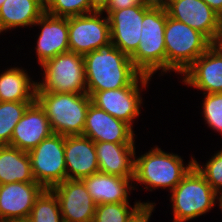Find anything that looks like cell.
<instances>
[{
    "label": "cell",
    "instance_id": "cell-33",
    "mask_svg": "<svg viewBox=\"0 0 222 222\" xmlns=\"http://www.w3.org/2000/svg\"><path fill=\"white\" fill-rule=\"evenodd\" d=\"M222 18V0H204Z\"/></svg>",
    "mask_w": 222,
    "mask_h": 222
},
{
    "label": "cell",
    "instance_id": "cell-3",
    "mask_svg": "<svg viewBox=\"0 0 222 222\" xmlns=\"http://www.w3.org/2000/svg\"><path fill=\"white\" fill-rule=\"evenodd\" d=\"M36 101L45 110L53 133L63 136L83 134L91 103L87 93L36 91Z\"/></svg>",
    "mask_w": 222,
    "mask_h": 222
},
{
    "label": "cell",
    "instance_id": "cell-32",
    "mask_svg": "<svg viewBox=\"0 0 222 222\" xmlns=\"http://www.w3.org/2000/svg\"><path fill=\"white\" fill-rule=\"evenodd\" d=\"M172 0H142L144 7L149 9L167 10Z\"/></svg>",
    "mask_w": 222,
    "mask_h": 222
},
{
    "label": "cell",
    "instance_id": "cell-21",
    "mask_svg": "<svg viewBox=\"0 0 222 222\" xmlns=\"http://www.w3.org/2000/svg\"><path fill=\"white\" fill-rule=\"evenodd\" d=\"M96 205L129 203V192L135 190L133 178H124L101 172L81 179ZM133 184V185H132Z\"/></svg>",
    "mask_w": 222,
    "mask_h": 222
},
{
    "label": "cell",
    "instance_id": "cell-13",
    "mask_svg": "<svg viewBox=\"0 0 222 222\" xmlns=\"http://www.w3.org/2000/svg\"><path fill=\"white\" fill-rule=\"evenodd\" d=\"M149 10L144 6H134L112 11L107 15L111 42L129 57L138 48L143 18Z\"/></svg>",
    "mask_w": 222,
    "mask_h": 222
},
{
    "label": "cell",
    "instance_id": "cell-15",
    "mask_svg": "<svg viewBox=\"0 0 222 222\" xmlns=\"http://www.w3.org/2000/svg\"><path fill=\"white\" fill-rule=\"evenodd\" d=\"M82 136L94 142L135 143L132 127L90 103Z\"/></svg>",
    "mask_w": 222,
    "mask_h": 222
},
{
    "label": "cell",
    "instance_id": "cell-36",
    "mask_svg": "<svg viewBox=\"0 0 222 222\" xmlns=\"http://www.w3.org/2000/svg\"><path fill=\"white\" fill-rule=\"evenodd\" d=\"M154 209H148L136 222H149Z\"/></svg>",
    "mask_w": 222,
    "mask_h": 222
},
{
    "label": "cell",
    "instance_id": "cell-20",
    "mask_svg": "<svg viewBox=\"0 0 222 222\" xmlns=\"http://www.w3.org/2000/svg\"><path fill=\"white\" fill-rule=\"evenodd\" d=\"M99 172L134 179L135 143L95 142Z\"/></svg>",
    "mask_w": 222,
    "mask_h": 222
},
{
    "label": "cell",
    "instance_id": "cell-7",
    "mask_svg": "<svg viewBox=\"0 0 222 222\" xmlns=\"http://www.w3.org/2000/svg\"><path fill=\"white\" fill-rule=\"evenodd\" d=\"M43 79L36 91L87 93L85 62L82 55L68 51L42 63Z\"/></svg>",
    "mask_w": 222,
    "mask_h": 222
},
{
    "label": "cell",
    "instance_id": "cell-26",
    "mask_svg": "<svg viewBox=\"0 0 222 222\" xmlns=\"http://www.w3.org/2000/svg\"><path fill=\"white\" fill-rule=\"evenodd\" d=\"M33 102H0V145H10L13 130Z\"/></svg>",
    "mask_w": 222,
    "mask_h": 222
},
{
    "label": "cell",
    "instance_id": "cell-31",
    "mask_svg": "<svg viewBox=\"0 0 222 222\" xmlns=\"http://www.w3.org/2000/svg\"><path fill=\"white\" fill-rule=\"evenodd\" d=\"M134 6H143L142 0H108L106 6L101 10V12H105L106 15H108L112 11Z\"/></svg>",
    "mask_w": 222,
    "mask_h": 222
},
{
    "label": "cell",
    "instance_id": "cell-22",
    "mask_svg": "<svg viewBox=\"0 0 222 222\" xmlns=\"http://www.w3.org/2000/svg\"><path fill=\"white\" fill-rule=\"evenodd\" d=\"M44 13V0H5L0 7V33L32 27Z\"/></svg>",
    "mask_w": 222,
    "mask_h": 222
},
{
    "label": "cell",
    "instance_id": "cell-38",
    "mask_svg": "<svg viewBox=\"0 0 222 222\" xmlns=\"http://www.w3.org/2000/svg\"><path fill=\"white\" fill-rule=\"evenodd\" d=\"M15 222H29V220H21V221H15Z\"/></svg>",
    "mask_w": 222,
    "mask_h": 222
},
{
    "label": "cell",
    "instance_id": "cell-23",
    "mask_svg": "<svg viewBox=\"0 0 222 222\" xmlns=\"http://www.w3.org/2000/svg\"><path fill=\"white\" fill-rule=\"evenodd\" d=\"M24 68H7L0 74V102L36 101L37 82Z\"/></svg>",
    "mask_w": 222,
    "mask_h": 222
},
{
    "label": "cell",
    "instance_id": "cell-17",
    "mask_svg": "<svg viewBox=\"0 0 222 222\" xmlns=\"http://www.w3.org/2000/svg\"><path fill=\"white\" fill-rule=\"evenodd\" d=\"M36 25L41 27L35 48L39 65L69 51L68 18L45 12L35 22Z\"/></svg>",
    "mask_w": 222,
    "mask_h": 222
},
{
    "label": "cell",
    "instance_id": "cell-19",
    "mask_svg": "<svg viewBox=\"0 0 222 222\" xmlns=\"http://www.w3.org/2000/svg\"><path fill=\"white\" fill-rule=\"evenodd\" d=\"M66 179H83L99 172L95 142L82 135L65 136Z\"/></svg>",
    "mask_w": 222,
    "mask_h": 222
},
{
    "label": "cell",
    "instance_id": "cell-12",
    "mask_svg": "<svg viewBox=\"0 0 222 222\" xmlns=\"http://www.w3.org/2000/svg\"><path fill=\"white\" fill-rule=\"evenodd\" d=\"M44 190L37 182L0 185V222L28 220L36 199Z\"/></svg>",
    "mask_w": 222,
    "mask_h": 222
},
{
    "label": "cell",
    "instance_id": "cell-8",
    "mask_svg": "<svg viewBox=\"0 0 222 222\" xmlns=\"http://www.w3.org/2000/svg\"><path fill=\"white\" fill-rule=\"evenodd\" d=\"M65 136L52 133L28 152L33 176L45 189L66 180Z\"/></svg>",
    "mask_w": 222,
    "mask_h": 222
},
{
    "label": "cell",
    "instance_id": "cell-24",
    "mask_svg": "<svg viewBox=\"0 0 222 222\" xmlns=\"http://www.w3.org/2000/svg\"><path fill=\"white\" fill-rule=\"evenodd\" d=\"M36 182L28 152L10 145H0V185Z\"/></svg>",
    "mask_w": 222,
    "mask_h": 222
},
{
    "label": "cell",
    "instance_id": "cell-39",
    "mask_svg": "<svg viewBox=\"0 0 222 222\" xmlns=\"http://www.w3.org/2000/svg\"><path fill=\"white\" fill-rule=\"evenodd\" d=\"M4 1H5V0H0V7H1V5L3 4Z\"/></svg>",
    "mask_w": 222,
    "mask_h": 222
},
{
    "label": "cell",
    "instance_id": "cell-16",
    "mask_svg": "<svg viewBox=\"0 0 222 222\" xmlns=\"http://www.w3.org/2000/svg\"><path fill=\"white\" fill-rule=\"evenodd\" d=\"M183 83L203 94L222 92V54L212 45L182 74Z\"/></svg>",
    "mask_w": 222,
    "mask_h": 222
},
{
    "label": "cell",
    "instance_id": "cell-37",
    "mask_svg": "<svg viewBox=\"0 0 222 222\" xmlns=\"http://www.w3.org/2000/svg\"><path fill=\"white\" fill-rule=\"evenodd\" d=\"M219 207L221 208V211H222V197H219Z\"/></svg>",
    "mask_w": 222,
    "mask_h": 222
},
{
    "label": "cell",
    "instance_id": "cell-18",
    "mask_svg": "<svg viewBox=\"0 0 222 222\" xmlns=\"http://www.w3.org/2000/svg\"><path fill=\"white\" fill-rule=\"evenodd\" d=\"M52 133L45 110L34 101L15 126L10 146L29 152Z\"/></svg>",
    "mask_w": 222,
    "mask_h": 222
},
{
    "label": "cell",
    "instance_id": "cell-14",
    "mask_svg": "<svg viewBox=\"0 0 222 222\" xmlns=\"http://www.w3.org/2000/svg\"><path fill=\"white\" fill-rule=\"evenodd\" d=\"M168 16L204 34L211 42L222 29V18L204 0H172Z\"/></svg>",
    "mask_w": 222,
    "mask_h": 222
},
{
    "label": "cell",
    "instance_id": "cell-25",
    "mask_svg": "<svg viewBox=\"0 0 222 222\" xmlns=\"http://www.w3.org/2000/svg\"><path fill=\"white\" fill-rule=\"evenodd\" d=\"M155 203L135 201L129 203H107L96 205L92 222H136L148 209L155 210Z\"/></svg>",
    "mask_w": 222,
    "mask_h": 222
},
{
    "label": "cell",
    "instance_id": "cell-35",
    "mask_svg": "<svg viewBox=\"0 0 222 222\" xmlns=\"http://www.w3.org/2000/svg\"><path fill=\"white\" fill-rule=\"evenodd\" d=\"M212 45L222 54V29L217 34V37L212 42Z\"/></svg>",
    "mask_w": 222,
    "mask_h": 222
},
{
    "label": "cell",
    "instance_id": "cell-28",
    "mask_svg": "<svg viewBox=\"0 0 222 222\" xmlns=\"http://www.w3.org/2000/svg\"><path fill=\"white\" fill-rule=\"evenodd\" d=\"M45 12L59 17H75L93 13L96 10L90 0H44Z\"/></svg>",
    "mask_w": 222,
    "mask_h": 222
},
{
    "label": "cell",
    "instance_id": "cell-34",
    "mask_svg": "<svg viewBox=\"0 0 222 222\" xmlns=\"http://www.w3.org/2000/svg\"><path fill=\"white\" fill-rule=\"evenodd\" d=\"M108 0H90L91 6L96 11H101L107 4Z\"/></svg>",
    "mask_w": 222,
    "mask_h": 222
},
{
    "label": "cell",
    "instance_id": "cell-27",
    "mask_svg": "<svg viewBox=\"0 0 222 222\" xmlns=\"http://www.w3.org/2000/svg\"><path fill=\"white\" fill-rule=\"evenodd\" d=\"M29 222H63L56 195L45 189L36 199L28 218Z\"/></svg>",
    "mask_w": 222,
    "mask_h": 222
},
{
    "label": "cell",
    "instance_id": "cell-4",
    "mask_svg": "<svg viewBox=\"0 0 222 222\" xmlns=\"http://www.w3.org/2000/svg\"><path fill=\"white\" fill-rule=\"evenodd\" d=\"M164 41L166 73L175 71L182 74L212 46V42L204 34L169 16L166 21Z\"/></svg>",
    "mask_w": 222,
    "mask_h": 222
},
{
    "label": "cell",
    "instance_id": "cell-6",
    "mask_svg": "<svg viewBox=\"0 0 222 222\" xmlns=\"http://www.w3.org/2000/svg\"><path fill=\"white\" fill-rule=\"evenodd\" d=\"M173 222H186L209 212L219 196L193 166L171 191Z\"/></svg>",
    "mask_w": 222,
    "mask_h": 222
},
{
    "label": "cell",
    "instance_id": "cell-9",
    "mask_svg": "<svg viewBox=\"0 0 222 222\" xmlns=\"http://www.w3.org/2000/svg\"><path fill=\"white\" fill-rule=\"evenodd\" d=\"M150 79V76L140 74L127 87L93 92L91 103L133 128L134 119L141 114V88H146Z\"/></svg>",
    "mask_w": 222,
    "mask_h": 222
},
{
    "label": "cell",
    "instance_id": "cell-29",
    "mask_svg": "<svg viewBox=\"0 0 222 222\" xmlns=\"http://www.w3.org/2000/svg\"><path fill=\"white\" fill-rule=\"evenodd\" d=\"M206 165H200L194 160V166L205 177L212 189L222 197V149L212 156Z\"/></svg>",
    "mask_w": 222,
    "mask_h": 222
},
{
    "label": "cell",
    "instance_id": "cell-2",
    "mask_svg": "<svg viewBox=\"0 0 222 222\" xmlns=\"http://www.w3.org/2000/svg\"><path fill=\"white\" fill-rule=\"evenodd\" d=\"M190 160L185 166L180 155L167 153L155 146L145 154L135 156L133 181L137 185H145L146 190L161 188L171 192L194 166L195 158Z\"/></svg>",
    "mask_w": 222,
    "mask_h": 222
},
{
    "label": "cell",
    "instance_id": "cell-11",
    "mask_svg": "<svg viewBox=\"0 0 222 222\" xmlns=\"http://www.w3.org/2000/svg\"><path fill=\"white\" fill-rule=\"evenodd\" d=\"M57 197L63 222H92L96 210L82 180L66 179L50 189Z\"/></svg>",
    "mask_w": 222,
    "mask_h": 222
},
{
    "label": "cell",
    "instance_id": "cell-5",
    "mask_svg": "<svg viewBox=\"0 0 222 222\" xmlns=\"http://www.w3.org/2000/svg\"><path fill=\"white\" fill-rule=\"evenodd\" d=\"M167 16V11L162 9H150L144 15L140 43L130 57L134 67L151 78L158 70L166 73L164 31Z\"/></svg>",
    "mask_w": 222,
    "mask_h": 222
},
{
    "label": "cell",
    "instance_id": "cell-1",
    "mask_svg": "<svg viewBox=\"0 0 222 222\" xmlns=\"http://www.w3.org/2000/svg\"><path fill=\"white\" fill-rule=\"evenodd\" d=\"M87 94L129 86L141 73L110 41L84 56Z\"/></svg>",
    "mask_w": 222,
    "mask_h": 222
},
{
    "label": "cell",
    "instance_id": "cell-10",
    "mask_svg": "<svg viewBox=\"0 0 222 222\" xmlns=\"http://www.w3.org/2000/svg\"><path fill=\"white\" fill-rule=\"evenodd\" d=\"M102 14L95 11L68 18L69 51L84 56L111 41L109 20Z\"/></svg>",
    "mask_w": 222,
    "mask_h": 222
},
{
    "label": "cell",
    "instance_id": "cell-30",
    "mask_svg": "<svg viewBox=\"0 0 222 222\" xmlns=\"http://www.w3.org/2000/svg\"><path fill=\"white\" fill-rule=\"evenodd\" d=\"M202 109L204 120L210 129L222 134V92L203 94Z\"/></svg>",
    "mask_w": 222,
    "mask_h": 222
}]
</instances>
